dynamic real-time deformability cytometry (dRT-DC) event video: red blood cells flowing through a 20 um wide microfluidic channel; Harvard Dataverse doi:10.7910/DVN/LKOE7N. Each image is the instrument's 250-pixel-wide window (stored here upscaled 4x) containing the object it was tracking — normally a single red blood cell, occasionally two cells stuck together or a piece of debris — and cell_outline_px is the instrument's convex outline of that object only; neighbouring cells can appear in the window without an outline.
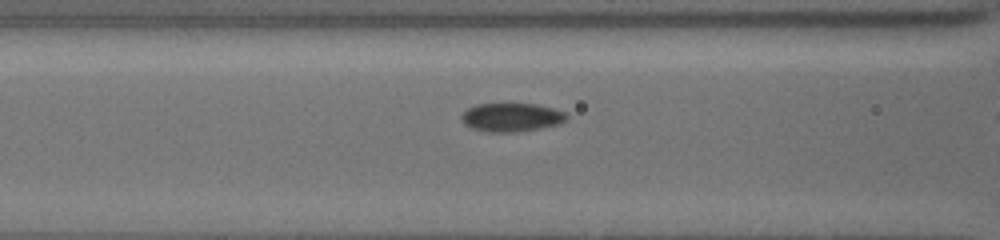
{"species": "common noctule bat (a hibernating species)", "species_latin": "Nyctalus noctula", "temperature_condition": "cold", "stored_images_in_passage": 13, "camera_frame_rate_fps": 3000, "um_per_image_px": 0.085, "animal": {"sex": "female", "body_mass_g": 19.5, "forearm_length_mm": 54.1}, "frame": {"image": 1, "passage_image": 11, "time_ms": 3.333, "image_size_px": [1000, 240], "cell_outline_px": [[568, 116], [564, 120], [556, 124], [540, 128], [516, 132], [484, 132], [472, 128], [464, 124], [460, 116], [468, 108], [476, 104], [536, 104], [552, 108], [564, 112]], "centroid_in_image_um": [43.42, 9.97], "position_along_channel_um": 123.2, "area_um2": 17.34}}